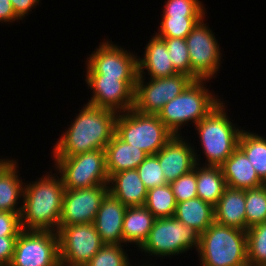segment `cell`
I'll list each match as a JSON object with an SVG mask.
<instances>
[{
	"label": "cell",
	"instance_id": "6da1fadb",
	"mask_svg": "<svg viewBox=\"0 0 266 266\" xmlns=\"http://www.w3.org/2000/svg\"><path fill=\"white\" fill-rule=\"evenodd\" d=\"M51 150L52 157L105 149L116 131L117 112L83 104ZM53 154V155H52Z\"/></svg>",
	"mask_w": 266,
	"mask_h": 266
},
{
	"label": "cell",
	"instance_id": "7a4b0ae2",
	"mask_svg": "<svg viewBox=\"0 0 266 266\" xmlns=\"http://www.w3.org/2000/svg\"><path fill=\"white\" fill-rule=\"evenodd\" d=\"M52 171L34 181H25L20 215L23 230L57 232L59 229L65 189L60 175Z\"/></svg>",
	"mask_w": 266,
	"mask_h": 266
},
{
	"label": "cell",
	"instance_id": "3957f363",
	"mask_svg": "<svg viewBox=\"0 0 266 266\" xmlns=\"http://www.w3.org/2000/svg\"><path fill=\"white\" fill-rule=\"evenodd\" d=\"M227 101H221L205 118L194 127L199 146L197 150L194 144L196 164L204 166H221L238 147L241 131L245 128L238 127L228 115ZM227 105V106H226ZM227 108V109H226ZM200 151V154H199ZM204 156L203 163L200 155Z\"/></svg>",
	"mask_w": 266,
	"mask_h": 266
},
{
	"label": "cell",
	"instance_id": "277c9868",
	"mask_svg": "<svg viewBox=\"0 0 266 266\" xmlns=\"http://www.w3.org/2000/svg\"><path fill=\"white\" fill-rule=\"evenodd\" d=\"M207 82L210 80H193L158 113L159 119L174 135H182L181 129L185 126H195L223 100L207 88Z\"/></svg>",
	"mask_w": 266,
	"mask_h": 266
},
{
	"label": "cell",
	"instance_id": "5b68a950",
	"mask_svg": "<svg viewBox=\"0 0 266 266\" xmlns=\"http://www.w3.org/2000/svg\"><path fill=\"white\" fill-rule=\"evenodd\" d=\"M200 266H246V231L212 223L200 234Z\"/></svg>",
	"mask_w": 266,
	"mask_h": 266
},
{
	"label": "cell",
	"instance_id": "8992f818",
	"mask_svg": "<svg viewBox=\"0 0 266 266\" xmlns=\"http://www.w3.org/2000/svg\"><path fill=\"white\" fill-rule=\"evenodd\" d=\"M200 233L185 226L176 218L155 219L147 240L136 251L157 259L183 256L188 251H198ZM144 252V253H143Z\"/></svg>",
	"mask_w": 266,
	"mask_h": 266
},
{
	"label": "cell",
	"instance_id": "52a82bcc",
	"mask_svg": "<svg viewBox=\"0 0 266 266\" xmlns=\"http://www.w3.org/2000/svg\"><path fill=\"white\" fill-rule=\"evenodd\" d=\"M115 133L148 155L157 154L174 136L158 115L143 114L134 109L118 113Z\"/></svg>",
	"mask_w": 266,
	"mask_h": 266
},
{
	"label": "cell",
	"instance_id": "ba28073f",
	"mask_svg": "<svg viewBox=\"0 0 266 266\" xmlns=\"http://www.w3.org/2000/svg\"><path fill=\"white\" fill-rule=\"evenodd\" d=\"M54 172L63 181L65 190L83 189L95 185H108L104 149H96L73 156L52 157Z\"/></svg>",
	"mask_w": 266,
	"mask_h": 266
},
{
	"label": "cell",
	"instance_id": "9c48e42d",
	"mask_svg": "<svg viewBox=\"0 0 266 266\" xmlns=\"http://www.w3.org/2000/svg\"><path fill=\"white\" fill-rule=\"evenodd\" d=\"M204 16L185 38L191 64L193 80H213L217 78L223 57L215 32L206 23Z\"/></svg>",
	"mask_w": 266,
	"mask_h": 266
},
{
	"label": "cell",
	"instance_id": "30bf717a",
	"mask_svg": "<svg viewBox=\"0 0 266 266\" xmlns=\"http://www.w3.org/2000/svg\"><path fill=\"white\" fill-rule=\"evenodd\" d=\"M192 81L190 76L182 73L147 80L137 77L132 109L143 114L158 115L163 106L180 95Z\"/></svg>",
	"mask_w": 266,
	"mask_h": 266
},
{
	"label": "cell",
	"instance_id": "8fae6325",
	"mask_svg": "<svg viewBox=\"0 0 266 266\" xmlns=\"http://www.w3.org/2000/svg\"><path fill=\"white\" fill-rule=\"evenodd\" d=\"M9 266H61L57 232L22 230Z\"/></svg>",
	"mask_w": 266,
	"mask_h": 266
},
{
	"label": "cell",
	"instance_id": "7c38bea8",
	"mask_svg": "<svg viewBox=\"0 0 266 266\" xmlns=\"http://www.w3.org/2000/svg\"><path fill=\"white\" fill-rule=\"evenodd\" d=\"M107 40H101L98 47L87 56L84 75H104L111 78H137L138 53Z\"/></svg>",
	"mask_w": 266,
	"mask_h": 266
},
{
	"label": "cell",
	"instance_id": "4fadbf2b",
	"mask_svg": "<svg viewBox=\"0 0 266 266\" xmlns=\"http://www.w3.org/2000/svg\"><path fill=\"white\" fill-rule=\"evenodd\" d=\"M61 266H85L104 245L93 223L59 226Z\"/></svg>",
	"mask_w": 266,
	"mask_h": 266
},
{
	"label": "cell",
	"instance_id": "5bb4252c",
	"mask_svg": "<svg viewBox=\"0 0 266 266\" xmlns=\"http://www.w3.org/2000/svg\"><path fill=\"white\" fill-rule=\"evenodd\" d=\"M84 81L92 94L85 102L91 106L123 113L133 108L137 78H111L85 75Z\"/></svg>",
	"mask_w": 266,
	"mask_h": 266
},
{
	"label": "cell",
	"instance_id": "9a60e30c",
	"mask_svg": "<svg viewBox=\"0 0 266 266\" xmlns=\"http://www.w3.org/2000/svg\"><path fill=\"white\" fill-rule=\"evenodd\" d=\"M108 193V185L65 190L59 226L94 223L98 209Z\"/></svg>",
	"mask_w": 266,
	"mask_h": 266
},
{
	"label": "cell",
	"instance_id": "2e32d148",
	"mask_svg": "<svg viewBox=\"0 0 266 266\" xmlns=\"http://www.w3.org/2000/svg\"><path fill=\"white\" fill-rule=\"evenodd\" d=\"M191 144L192 142L190 143L187 136L174 135L166 145L155 154L168 184L194 169L196 160L194 148Z\"/></svg>",
	"mask_w": 266,
	"mask_h": 266
},
{
	"label": "cell",
	"instance_id": "e0dca14e",
	"mask_svg": "<svg viewBox=\"0 0 266 266\" xmlns=\"http://www.w3.org/2000/svg\"><path fill=\"white\" fill-rule=\"evenodd\" d=\"M5 157L0 158V211L21 213L25 180L20 177L18 159Z\"/></svg>",
	"mask_w": 266,
	"mask_h": 266
},
{
	"label": "cell",
	"instance_id": "ac0fdd59",
	"mask_svg": "<svg viewBox=\"0 0 266 266\" xmlns=\"http://www.w3.org/2000/svg\"><path fill=\"white\" fill-rule=\"evenodd\" d=\"M126 208L110 193L103 199L93 223L103 244L123 245L122 229Z\"/></svg>",
	"mask_w": 266,
	"mask_h": 266
},
{
	"label": "cell",
	"instance_id": "d6986e66",
	"mask_svg": "<svg viewBox=\"0 0 266 266\" xmlns=\"http://www.w3.org/2000/svg\"><path fill=\"white\" fill-rule=\"evenodd\" d=\"M144 49L142 57H137L138 77L164 78L178 73L170 61L165 41L155 33Z\"/></svg>",
	"mask_w": 266,
	"mask_h": 266
},
{
	"label": "cell",
	"instance_id": "ffe728a7",
	"mask_svg": "<svg viewBox=\"0 0 266 266\" xmlns=\"http://www.w3.org/2000/svg\"><path fill=\"white\" fill-rule=\"evenodd\" d=\"M220 167L227 187L245 190L257 188L265 184L239 147L234 150L231 156Z\"/></svg>",
	"mask_w": 266,
	"mask_h": 266
},
{
	"label": "cell",
	"instance_id": "44dd1931",
	"mask_svg": "<svg viewBox=\"0 0 266 266\" xmlns=\"http://www.w3.org/2000/svg\"><path fill=\"white\" fill-rule=\"evenodd\" d=\"M109 193L126 207L144 206L147 188L136 169L124 170L109 178Z\"/></svg>",
	"mask_w": 266,
	"mask_h": 266
},
{
	"label": "cell",
	"instance_id": "7402d4cb",
	"mask_svg": "<svg viewBox=\"0 0 266 266\" xmlns=\"http://www.w3.org/2000/svg\"><path fill=\"white\" fill-rule=\"evenodd\" d=\"M214 213L216 223L247 231L245 190L226 187L214 206Z\"/></svg>",
	"mask_w": 266,
	"mask_h": 266
},
{
	"label": "cell",
	"instance_id": "603a6c76",
	"mask_svg": "<svg viewBox=\"0 0 266 266\" xmlns=\"http://www.w3.org/2000/svg\"><path fill=\"white\" fill-rule=\"evenodd\" d=\"M104 151L109 178L118 172L136 169L148 156L143 150L123 141L116 133Z\"/></svg>",
	"mask_w": 266,
	"mask_h": 266
},
{
	"label": "cell",
	"instance_id": "cb8c5ba5",
	"mask_svg": "<svg viewBox=\"0 0 266 266\" xmlns=\"http://www.w3.org/2000/svg\"><path fill=\"white\" fill-rule=\"evenodd\" d=\"M155 217L145 206L127 207L123 220V245L137 250L147 240Z\"/></svg>",
	"mask_w": 266,
	"mask_h": 266
},
{
	"label": "cell",
	"instance_id": "d4e9b609",
	"mask_svg": "<svg viewBox=\"0 0 266 266\" xmlns=\"http://www.w3.org/2000/svg\"><path fill=\"white\" fill-rule=\"evenodd\" d=\"M173 217L201 234L215 222L214 206L195 197L178 202Z\"/></svg>",
	"mask_w": 266,
	"mask_h": 266
},
{
	"label": "cell",
	"instance_id": "484cf974",
	"mask_svg": "<svg viewBox=\"0 0 266 266\" xmlns=\"http://www.w3.org/2000/svg\"><path fill=\"white\" fill-rule=\"evenodd\" d=\"M197 195L203 201L215 206L227 187L220 166L197 164Z\"/></svg>",
	"mask_w": 266,
	"mask_h": 266
},
{
	"label": "cell",
	"instance_id": "4316f807",
	"mask_svg": "<svg viewBox=\"0 0 266 266\" xmlns=\"http://www.w3.org/2000/svg\"><path fill=\"white\" fill-rule=\"evenodd\" d=\"M243 129L238 147L245 153L259 178L266 183V137Z\"/></svg>",
	"mask_w": 266,
	"mask_h": 266
},
{
	"label": "cell",
	"instance_id": "83f0119b",
	"mask_svg": "<svg viewBox=\"0 0 266 266\" xmlns=\"http://www.w3.org/2000/svg\"><path fill=\"white\" fill-rule=\"evenodd\" d=\"M176 205L170 184L149 189L144 204L156 219L173 217Z\"/></svg>",
	"mask_w": 266,
	"mask_h": 266
},
{
	"label": "cell",
	"instance_id": "f1b7e54d",
	"mask_svg": "<svg viewBox=\"0 0 266 266\" xmlns=\"http://www.w3.org/2000/svg\"><path fill=\"white\" fill-rule=\"evenodd\" d=\"M247 229L266 221V185L245 189Z\"/></svg>",
	"mask_w": 266,
	"mask_h": 266
},
{
	"label": "cell",
	"instance_id": "f546056e",
	"mask_svg": "<svg viewBox=\"0 0 266 266\" xmlns=\"http://www.w3.org/2000/svg\"><path fill=\"white\" fill-rule=\"evenodd\" d=\"M246 235L248 265L266 266V221L247 229Z\"/></svg>",
	"mask_w": 266,
	"mask_h": 266
},
{
	"label": "cell",
	"instance_id": "4dcf8cb0",
	"mask_svg": "<svg viewBox=\"0 0 266 266\" xmlns=\"http://www.w3.org/2000/svg\"><path fill=\"white\" fill-rule=\"evenodd\" d=\"M202 18L162 16L155 34L160 38L185 39Z\"/></svg>",
	"mask_w": 266,
	"mask_h": 266
},
{
	"label": "cell",
	"instance_id": "1f68e13d",
	"mask_svg": "<svg viewBox=\"0 0 266 266\" xmlns=\"http://www.w3.org/2000/svg\"><path fill=\"white\" fill-rule=\"evenodd\" d=\"M124 247L129 246L104 244L85 266H134Z\"/></svg>",
	"mask_w": 266,
	"mask_h": 266
},
{
	"label": "cell",
	"instance_id": "d6a6232c",
	"mask_svg": "<svg viewBox=\"0 0 266 266\" xmlns=\"http://www.w3.org/2000/svg\"><path fill=\"white\" fill-rule=\"evenodd\" d=\"M161 16L204 17L207 15L204 3L200 0H167Z\"/></svg>",
	"mask_w": 266,
	"mask_h": 266
},
{
	"label": "cell",
	"instance_id": "836d02e7",
	"mask_svg": "<svg viewBox=\"0 0 266 266\" xmlns=\"http://www.w3.org/2000/svg\"><path fill=\"white\" fill-rule=\"evenodd\" d=\"M162 39L165 41L174 69L178 73L187 74L191 77V64L186 40L181 38Z\"/></svg>",
	"mask_w": 266,
	"mask_h": 266
},
{
	"label": "cell",
	"instance_id": "e575fe53",
	"mask_svg": "<svg viewBox=\"0 0 266 266\" xmlns=\"http://www.w3.org/2000/svg\"><path fill=\"white\" fill-rule=\"evenodd\" d=\"M136 170L147 190L168 184L155 154L148 155Z\"/></svg>",
	"mask_w": 266,
	"mask_h": 266
},
{
	"label": "cell",
	"instance_id": "d590c367",
	"mask_svg": "<svg viewBox=\"0 0 266 266\" xmlns=\"http://www.w3.org/2000/svg\"><path fill=\"white\" fill-rule=\"evenodd\" d=\"M197 164L194 169L170 183L176 203L183 202L197 195Z\"/></svg>",
	"mask_w": 266,
	"mask_h": 266
},
{
	"label": "cell",
	"instance_id": "8d00e7d4",
	"mask_svg": "<svg viewBox=\"0 0 266 266\" xmlns=\"http://www.w3.org/2000/svg\"><path fill=\"white\" fill-rule=\"evenodd\" d=\"M21 213L0 211V237L18 236L21 227Z\"/></svg>",
	"mask_w": 266,
	"mask_h": 266
},
{
	"label": "cell",
	"instance_id": "74e56055",
	"mask_svg": "<svg viewBox=\"0 0 266 266\" xmlns=\"http://www.w3.org/2000/svg\"><path fill=\"white\" fill-rule=\"evenodd\" d=\"M17 237H0V266H9L11 264Z\"/></svg>",
	"mask_w": 266,
	"mask_h": 266
},
{
	"label": "cell",
	"instance_id": "f35d334b",
	"mask_svg": "<svg viewBox=\"0 0 266 266\" xmlns=\"http://www.w3.org/2000/svg\"><path fill=\"white\" fill-rule=\"evenodd\" d=\"M13 10L16 16L21 20L27 19L26 16L31 14L32 10L35 9L42 0H10Z\"/></svg>",
	"mask_w": 266,
	"mask_h": 266
},
{
	"label": "cell",
	"instance_id": "ab89813d",
	"mask_svg": "<svg viewBox=\"0 0 266 266\" xmlns=\"http://www.w3.org/2000/svg\"><path fill=\"white\" fill-rule=\"evenodd\" d=\"M20 19L16 16L10 0H0V23L9 24L18 22Z\"/></svg>",
	"mask_w": 266,
	"mask_h": 266
},
{
	"label": "cell",
	"instance_id": "60d3db41",
	"mask_svg": "<svg viewBox=\"0 0 266 266\" xmlns=\"http://www.w3.org/2000/svg\"><path fill=\"white\" fill-rule=\"evenodd\" d=\"M137 262L135 261V263H134V266H156V264L154 263L153 265L152 264H150L151 262H149V260H148V263H147V260H146V262L145 263H142V262H139V263H137ZM141 263H142V265H141ZM139 264V265H138Z\"/></svg>",
	"mask_w": 266,
	"mask_h": 266
}]
</instances>
